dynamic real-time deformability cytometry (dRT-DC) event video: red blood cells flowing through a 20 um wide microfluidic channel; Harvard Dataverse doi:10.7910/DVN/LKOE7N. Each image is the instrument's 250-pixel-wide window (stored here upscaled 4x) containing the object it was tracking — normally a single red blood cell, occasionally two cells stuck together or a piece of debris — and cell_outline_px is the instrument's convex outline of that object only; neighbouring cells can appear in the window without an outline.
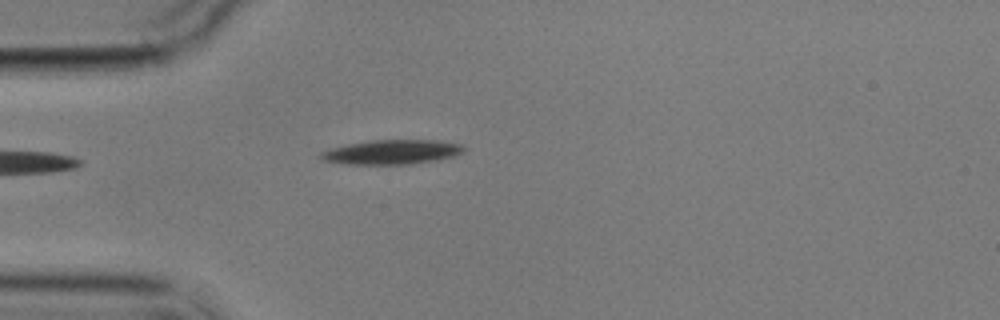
{"species": "common noctule bat (a hibernating species)", "species_latin": "Nyctalus noctula", "temperature_condition": "cold", "stored_images_in_passage": 4, "camera_frame_rate_fps": 3000, "um_per_image_px": 0.085, "animal": {"sex": "male", "body_mass_g": 17.9}, "frame": {"image": 1, "passage_image": 4, "time_ms": 4.333, "image_size_px": [1000, 320], "cell_outline_px": [[464, 152], [456, 156], [416, 164], [348, 164], [324, 160], [320, 156], [320, 152], [332, 148], [348, 144], [372, 140], [440, 140], [460, 144], [464, 148]], "centroid_in_image_um": [33.37, 12.92], "position_along_channel_um": 51.6, "area_um2": 20.35}}